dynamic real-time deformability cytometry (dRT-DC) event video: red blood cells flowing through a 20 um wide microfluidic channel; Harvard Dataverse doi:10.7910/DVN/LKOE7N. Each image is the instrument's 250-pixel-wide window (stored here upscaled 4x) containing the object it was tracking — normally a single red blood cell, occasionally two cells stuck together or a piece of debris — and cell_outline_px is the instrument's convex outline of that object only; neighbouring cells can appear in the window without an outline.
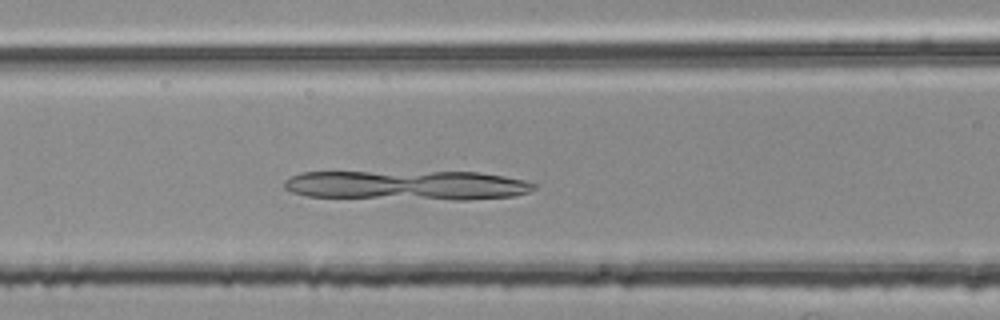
{"species": "common noctule bat (a hibernating species)", "species_latin": "Nyctalus noctula", "temperature_condition": "room temperature", "stored_images_in_passage": 47, "camera_frame_rate_fps": 3000, "um_per_image_px": 0.085, "animal": {"sex": "female", "body_mass_g": 25.1}, "frame": {"image": 1, "passage_image": 18, "time_ms": 5.667, "image_size_px": [1000, 320], "cell_outline_px": [[536, 188], [528, 192], [516, 196], [468, 200], [452, 200], [308, 196], [292, 192], [284, 188], [284, 180], [300, 172], [480, 172], [504, 176], [524, 180], [536, 184]], "centroid_in_image_um": [34.65, 15.75], "position_along_channel_um": 131.9, "area_um2": 43.29}}
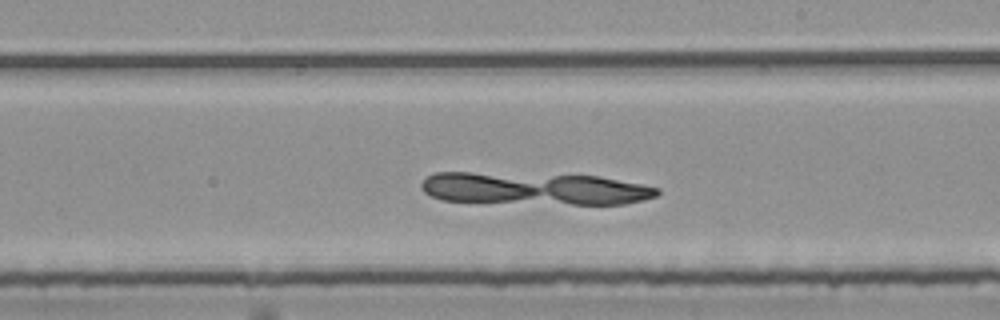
{"frame": {"image": 2, "passage_image": 27, "time_ms": 8.667, "image_size_px": [1000, 320], "cell_outline_px": [[660, 192], [656, 196], [624, 204], [572, 204], [440, 200], [424, 192], [420, 188], [420, 184], [428, 176], [436, 172], [472, 172], [600, 176], [660, 188]], "centroid_in_image_um": [45.41, 16.02], "position_along_channel_um": 243.6, "area_um2": 44.27}}
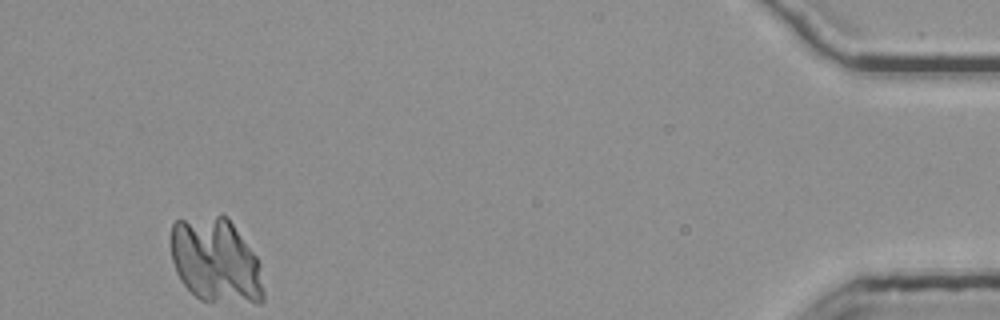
{"frame": {"image": 3, "passage_image": 47, "time_ms": 15.333, "image_size_px": [1000, 320], "cell_outline_px": [[264, 300], [260, 304], [256, 304], [200, 300], [180, 280], [176, 272], [172, 260], [172, 224], [176, 220], [220, 212], [232, 224], [256, 256], [260, 264], [264, 292]], "centroid_in_image_um": [18.35, 22.15], "position_along_channel_um": 416.8, "area_um2": 46.12}}